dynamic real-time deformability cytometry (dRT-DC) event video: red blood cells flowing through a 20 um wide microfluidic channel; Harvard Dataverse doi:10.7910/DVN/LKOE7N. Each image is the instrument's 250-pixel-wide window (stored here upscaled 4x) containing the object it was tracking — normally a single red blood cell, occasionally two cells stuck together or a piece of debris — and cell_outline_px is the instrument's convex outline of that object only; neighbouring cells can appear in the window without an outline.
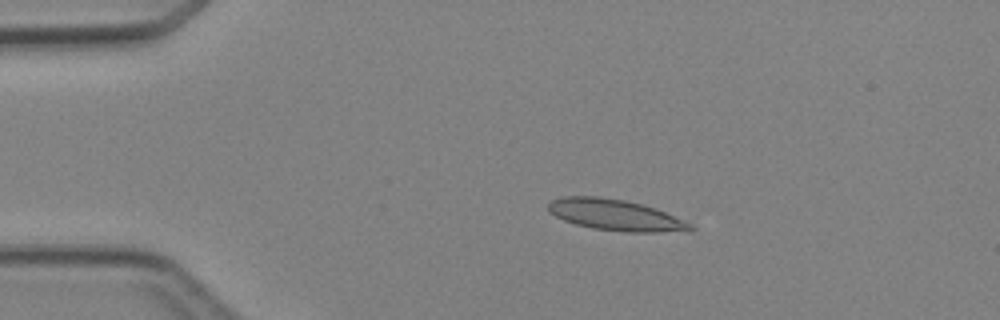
{"species": "Egyptian fruit bat (a non-hibernating species)", "species_latin": "Rousettus aegyptiacus", "temperature_condition": "cold", "stored_images_in_passage": 2, "camera_frame_rate_fps": 3000, "um_per_image_px": 0.085, "animal": {"sex": "female"}, "frame": {"image": 1, "passage_image": 1, "time_ms": 0.0, "image_size_px": [1000, 320], "cell_outline_px": [[696, 228], [692, 232], [624, 232], [592, 228], [576, 224], [564, 220], [548, 212], [548, 204], [552, 200], [564, 196], [600, 196], [624, 200], [656, 208], [692, 224]], "centroid_in_image_um": [52.36, 18.29], "position_along_channel_um": 32.6, "area_um2": 25.95}}